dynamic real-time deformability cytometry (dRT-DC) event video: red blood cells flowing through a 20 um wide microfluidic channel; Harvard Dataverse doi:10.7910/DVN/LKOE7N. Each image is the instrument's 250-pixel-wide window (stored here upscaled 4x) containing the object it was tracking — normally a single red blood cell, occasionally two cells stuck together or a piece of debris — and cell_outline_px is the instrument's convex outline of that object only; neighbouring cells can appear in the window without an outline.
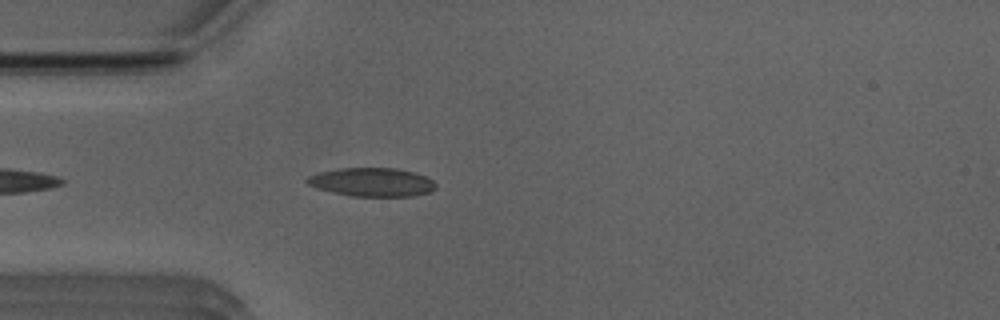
{"species": "Egyptian fruit bat (a non-hibernating species)", "species_latin": "Rousettus aegyptiacus", "temperature_condition": "room temperature", "stored_images_in_passage": 31, "camera_frame_rate_fps": 3000, "um_per_image_px": 0.085, "animal": {"sex": "male"}, "frame": {"image": 1, "passage_image": 2, "time_ms": 0.333, "image_size_px": [1000, 320], "cell_outline_px": [[436, 188], [428, 192], [412, 196], [352, 196], [332, 192], [316, 188], [308, 184], [304, 180], [308, 176], [320, 172], [340, 168], [396, 168], [412, 172], [424, 176], [432, 180], [436, 184]], "centroid_in_image_um": [31.59, 15.48], "position_along_channel_um": 53.4, "area_um2": 21.33}}
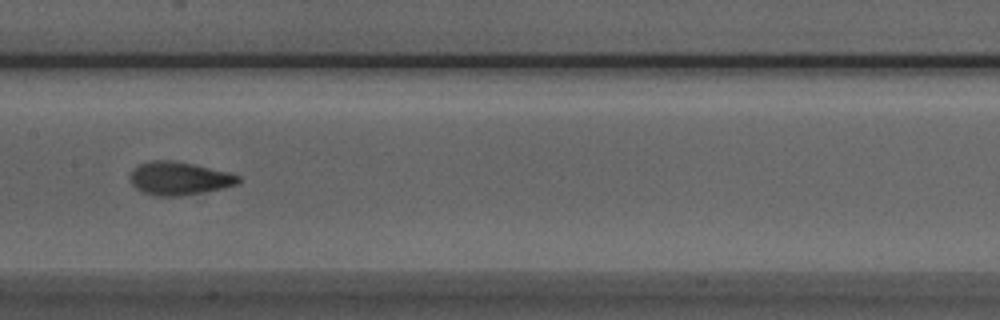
{"frame": {"image": 2, "passage_image": 13, "time_ms": 4.0, "image_size_px": [1000, 320], "cell_outline_px": [[240, 180], [236, 184], [224, 188], [204, 192], [180, 196], [156, 196], [144, 192], [136, 188], [128, 180], [132, 172], [140, 164], [152, 160], [168, 160], [192, 164], [228, 172], [240, 176]], "centroid_in_image_um": [15.22, 15.17], "position_along_channel_um": 192.2, "area_um2": 20.69}}
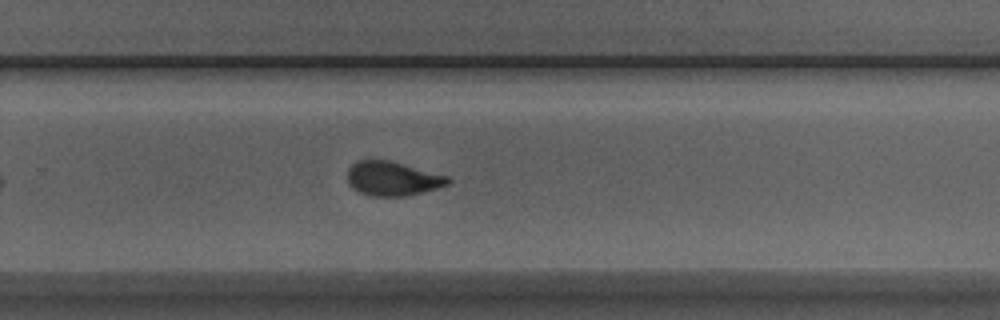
{"frame": {"image": 3, "passage_image": 21, "time_ms": 6.667, "image_size_px": [1000, 320], "cell_outline_px": [[452, 180], [448, 184], [436, 188], [404, 196], [368, 196], [352, 188], [348, 184], [348, 168], [356, 160], [388, 160], [448, 176]], "centroid_in_image_um": [33.32, 15.18], "position_along_channel_um": 296.5, "area_um2": 19.88}, "authors_computed_cell_mechanics": {"area_um2": 20.2878, "velocity_mm_per_s": 3.9184, "shape_relaxation_time_tau1_ms": 3.4852, "shape_relaxation_time_tau2_ms": 2.2814, "deformation_change_tau1": 0.1421, "deformation_change_tau2": 0.0854}}